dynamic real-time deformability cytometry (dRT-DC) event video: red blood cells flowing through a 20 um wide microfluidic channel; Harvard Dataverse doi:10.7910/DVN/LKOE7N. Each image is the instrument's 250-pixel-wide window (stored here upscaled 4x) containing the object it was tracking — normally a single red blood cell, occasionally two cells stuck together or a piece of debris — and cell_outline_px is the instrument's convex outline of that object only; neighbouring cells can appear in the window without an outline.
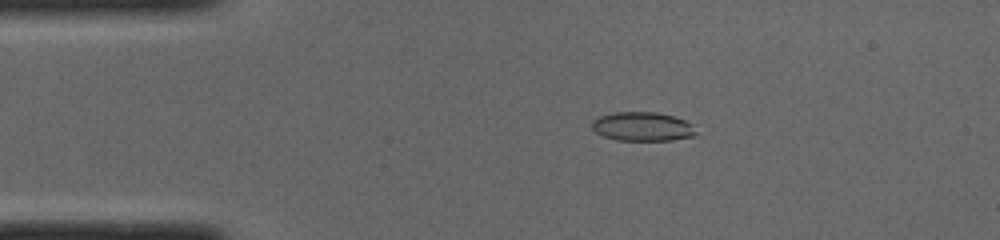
{"species": "common noctule bat (a hibernating species)", "species_latin": "Nyctalus noctula", "temperature_condition": "cold", "stored_images_in_passage": 50, "camera_frame_rate_fps": 3000, "um_per_image_px": 0.085, "animal": {"sex": "male", "body_mass_g": 19.0, "forearm_length_mm": 50.8}, "frame": {"image": 1, "passage_image": 9, "time_ms": 2.667, "image_size_px": [1000, 240], "cell_outline_px": [[696, 132], [692, 136], [672, 140], [616, 140], [604, 136], [596, 132], [592, 128], [592, 120], [600, 116], [612, 112], [656, 112], [672, 116], [684, 120], [692, 124]], "centroid_in_image_um": [54.58, 10.75], "position_along_channel_um": 30.4, "area_um2": 17.46}}
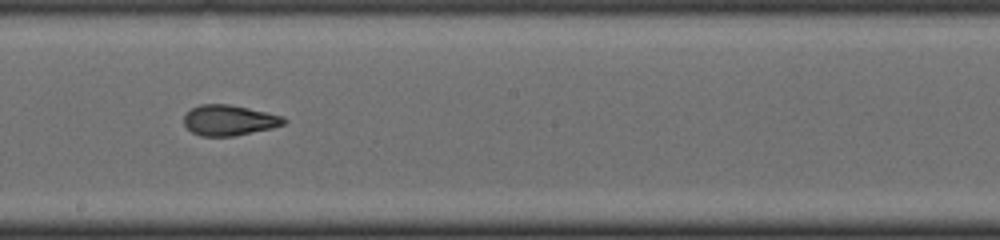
{"frame": {"image": 2, "passage_image": 27, "time_ms": 8.667, "image_size_px": [1000, 240], "cell_outline_px": [[288, 120], [284, 124], [272, 128], [232, 136], [200, 136], [192, 132], [184, 124], [184, 116], [192, 108], [200, 104], [228, 104], [248, 108], [284, 116]], "centroid_in_image_um": [19.49, 10.22], "position_along_channel_um": 228.7, "area_um2": 17.69}}
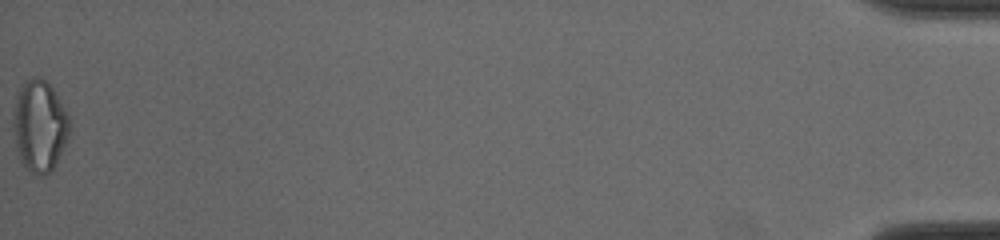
{"frame": {"image": 3, "passage_image": 50, "time_ms": 16.333, "image_size_px": [1000, 240], "cell_outline_px": [[68, 136], [56, 164], [44, 176], [36, 176], [20, 160], [16, 144], [12, 124], [16, 96], [20, 84], [32, 76], [36, 76], [44, 80], [52, 88], [68, 116]], "centroid_in_image_um": [3.33, 10.69], "position_along_channel_um": 431.9, "area_um2": 29.54}, "authors_computed_cell_mechanics": {"area_um2": 18.4382, "velocity_mm_per_s": 4.0111, "shape_relaxation_time_tau1_ms": 5.0436, "shape_relaxation_time_tau2_ms": 1.7419, "deformation_change_tau1": 0.1991, "deformation_change_tau2": 0.0953}}